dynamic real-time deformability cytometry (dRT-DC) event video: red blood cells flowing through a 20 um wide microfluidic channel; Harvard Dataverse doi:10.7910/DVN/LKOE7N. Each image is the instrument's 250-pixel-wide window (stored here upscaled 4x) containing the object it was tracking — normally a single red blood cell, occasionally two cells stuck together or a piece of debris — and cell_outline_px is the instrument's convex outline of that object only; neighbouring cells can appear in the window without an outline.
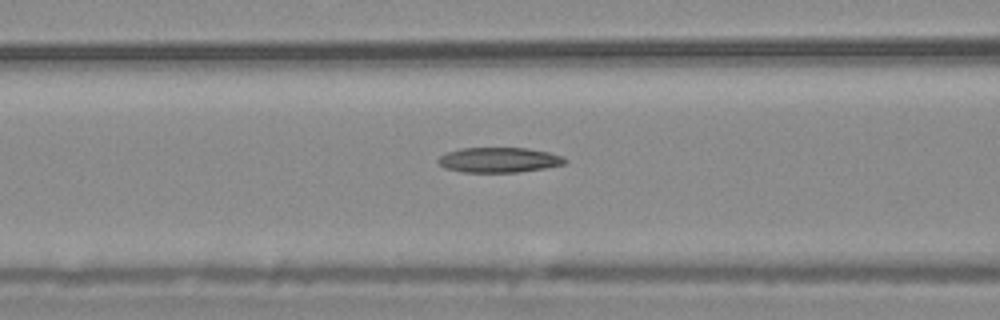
{"species": "common noctule bat (a hibernating species)", "species_latin": "Nyctalus noctula", "temperature_condition": "warm", "stored_images_in_passage": 52, "camera_frame_rate_fps": 3000, "um_per_image_px": 0.085, "animal": {"sex": "male", "body_mass_g": 20.4}, "frame": {"image": 1, "passage_image": 23, "time_ms": 7.333, "image_size_px": [1000, 320], "cell_outline_px": [[568, 160], [564, 164], [544, 168], [520, 172], [464, 172], [444, 168], [436, 160], [440, 156], [448, 152], [460, 148], [528, 148], [548, 152], [564, 156]], "centroid_in_image_um": [42.43, 13.59], "position_along_channel_um": 124.2, "area_um2": 18.55}}
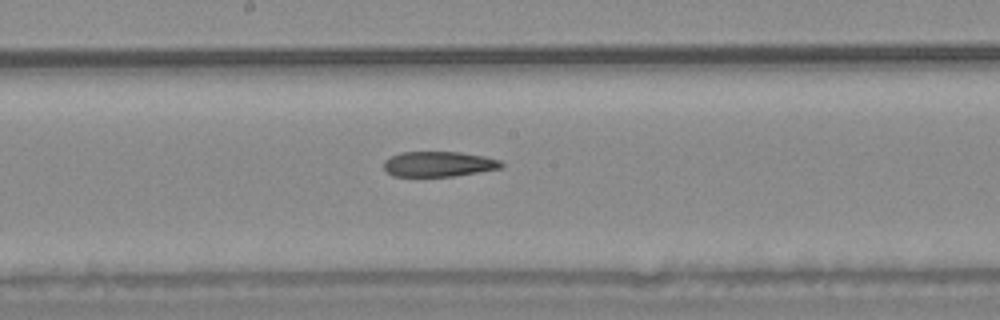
{"frame": {"image": 2, "passage_image": 30, "time_ms": 9.667, "image_size_px": [1000, 320], "cell_outline_px": [[504, 164], [500, 168], [452, 176], [392, 176], [384, 168], [384, 160], [400, 152], [460, 152], [484, 156], [500, 160]], "centroid_in_image_um": [37.27, 13.94], "position_along_channel_um": 210.9, "area_um2": 17.11}}
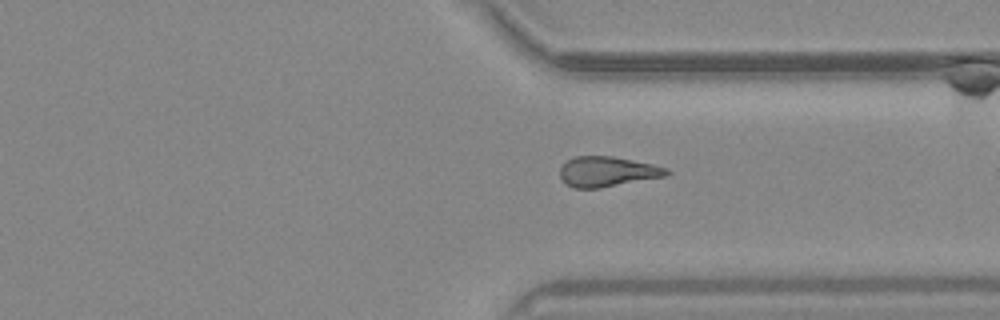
{"frame": {"image": 3, "passage_image": 42, "time_ms": 13.667, "image_size_px": [1000, 320], "cell_outline_px": [[672, 172], [668, 176], [600, 188], [572, 188], [564, 184], [560, 176], [560, 168], [568, 160], [576, 156], [612, 156], [652, 164], [668, 168]], "centroid_in_image_um": [51.64, 14.6], "position_along_channel_um": 359.8, "area_um2": 18.9}}